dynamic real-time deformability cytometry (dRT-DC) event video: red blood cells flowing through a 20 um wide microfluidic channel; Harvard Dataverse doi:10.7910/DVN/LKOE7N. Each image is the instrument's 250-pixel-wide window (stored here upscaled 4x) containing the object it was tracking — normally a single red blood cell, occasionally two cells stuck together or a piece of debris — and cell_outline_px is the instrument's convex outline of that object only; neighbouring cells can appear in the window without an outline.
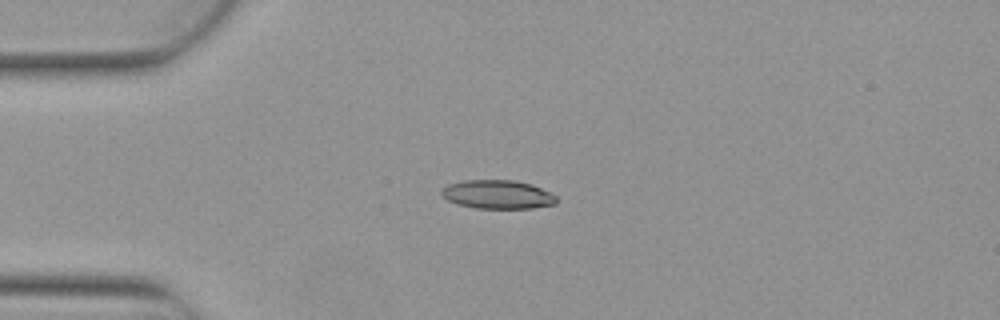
{"species": "Egyptian fruit bat (a non-hibernating species)", "species_latin": "Rousettus aegyptiacus", "temperature_condition": "warm", "stored_images_in_passage": 6, "camera_frame_rate_fps": 3000, "um_per_image_px": 0.085, "animal": {"sex": "female"}, "frame": {"image": 1, "passage_image": 4, "time_ms": 1.0, "image_size_px": [1000, 320], "cell_outline_px": [[556, 204], [532, 208], [476, 208], [460, 204], [448, 200], [440, 192], [448, 184], [464, 180], [512, 180], [532, 184], [556, 196]], "centroid_in_image_um": [42.31, 16.52], "position_along_channel_um": 42.7, "area_um2": 18.96}}